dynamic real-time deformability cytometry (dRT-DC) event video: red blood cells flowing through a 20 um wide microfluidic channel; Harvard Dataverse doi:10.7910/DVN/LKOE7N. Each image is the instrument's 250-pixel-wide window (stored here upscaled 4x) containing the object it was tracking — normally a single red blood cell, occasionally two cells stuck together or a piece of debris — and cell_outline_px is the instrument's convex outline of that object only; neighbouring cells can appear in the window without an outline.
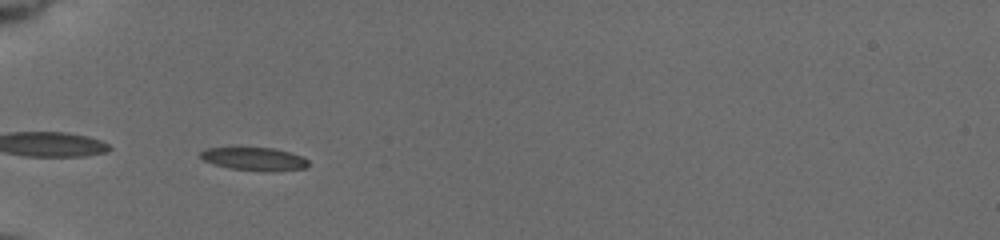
{"species": "common noctule bat (a hibernating species)", "species_latin": "Nyctalus noctula", "temperature_condition": "cold", "stored_images_in_passage": 38, "camera_frame_rate_fps": 3000, "um_per_image_px": 0.085, "animal": {"sex": "female", "body_mass_g": 19.5, "forearm_length_mm": 54.1}, "frame": {"image": 1, "passage_image": 2, "time_ms": 0.333, "image_size_px": [1000, 240], "cell_outline_px": [[308, 168], [272, 172], [260, 172], [228, 168], [212, 164], [204, 160], [200, 156], [200, 152], [208, 148], [236, 144], [272, 148], [288, 152], [300, 156], [308, 160]], "centroid_in_image_um": [21.55, 13.48], "position_along_channel_um": 63.5, "area_um2": 15.55}}
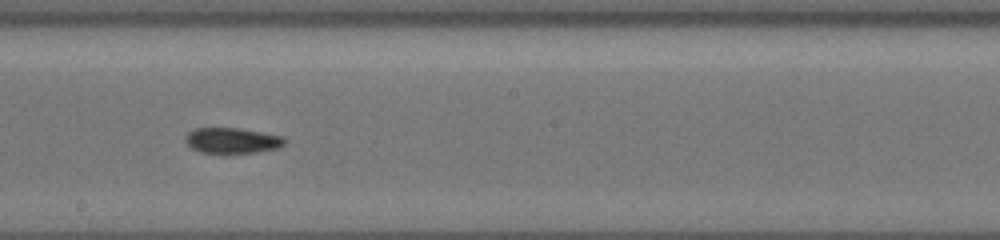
{"frame": {"image": 2, "passage_image": 16, "time_ms": 5.0, "image_size_px": [1000, 240], "cell_outline_px": [[284, 144], [276, 148], [256, 152], [200, 152], [192, 148], [184, 140], [184, 136], [188, 132], [196, 128], [240, 128], [284, 136]], "centroid_in_image_um": [19.7, 11.92], "position_along_channel_um": 228.5, "area_um2": 14.57}}
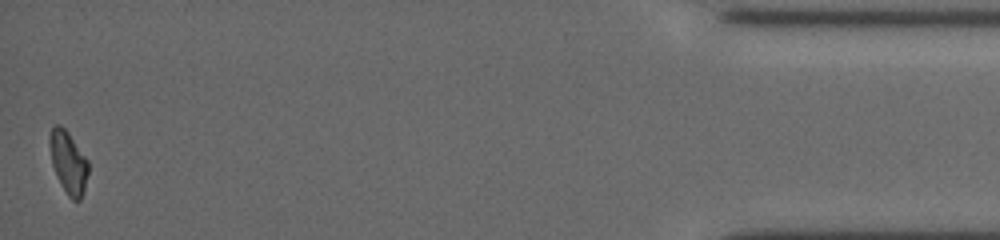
{"frame": {"image": 3, "passage_image": 38, "time_ms": 12.333, "image_size_px": [1000, 240], "cell_outline_px": [[88, 172], [84, 188], [80, 200], [72, 200], [68, 196], [60, 184], [52, 164], [52, 128], [56, 124], [60, 124], [68, 132], [88, 160]], "centroid_in_image_um": [5.85, 13.85], "position_along_channel_um": 429.4, "area_um2": 13.41}, "authors_computed_cell_mechanics": {"area_um2": 14.3922, "velocity_mm_per_s": 3.7442, "shape_relaxation_time_tau1_ms": 8.2589, "shape_relaxation_time_tau2_ms": 2.5227, "deformation_change_tau1": 0.2182, "deformation_change_tau2": 0.081}}